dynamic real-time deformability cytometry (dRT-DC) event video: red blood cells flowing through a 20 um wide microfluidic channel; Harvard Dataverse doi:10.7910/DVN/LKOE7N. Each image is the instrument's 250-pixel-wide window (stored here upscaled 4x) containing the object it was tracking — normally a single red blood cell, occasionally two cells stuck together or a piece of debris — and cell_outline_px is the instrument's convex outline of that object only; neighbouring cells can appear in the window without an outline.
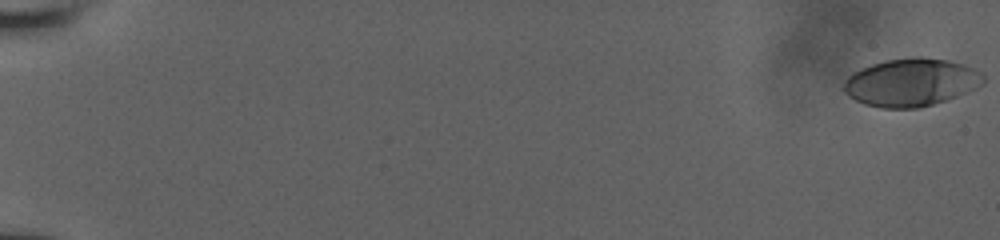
{"species": "human", "species_latin": "Homo sapiens", "temperature_condition": "room temperature", "stored_images_in_passage": 11, "camera_frame_rate_fps": 3000, "um_per_image_px": 0.085, "donor": {"sex": "male"}, "frame": {"image": 1, "passage_image": 1, "time_ms": 0.0, "image_size_px": [1000, 240], "cell_outline_px": [[984, 84], [976, 88], [956, 96], [920, 108], [880, 108], [864, 104], [848, 96], [840, 88], [844, 80], [852, 72], [872, 64], [884, 60], [912, 56], [924, 56], [948, 60], [964, 64], [980, 72], [984, 76]], "centroid_in_image_um": [77.4, 6.99], "position_along_channel_um": 7.6, "area_um2": 39.3}}
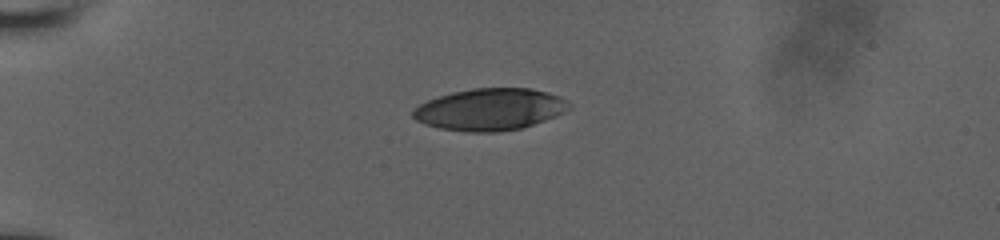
{"frame": {"image": 2, "passage_image": 7, "time_ms": 5.333, "image_size_px": [1000, 240], "cell_outline_px": [[572, 104], [564, 112], [556, 116], [520, 128], [496, 132], [468, 132], [440, 128], [424, 124], [416, 120], [412, 116], [412, 108], [428, 100], [452, 92], [472, 88], [528, 88], [548, 92], [560, 96], [568, 100]], "centroid_in_image_um": [41.64, 9.29], "position_along_channel_um": 43.4, "area_um2": 38.09}}
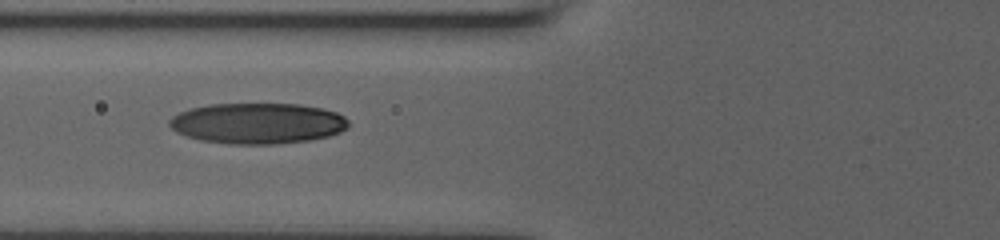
{"frame": {"image": 3, "passage_image": 10, "time_ms": 8.0, "image_size_px": [1000, 240], "cell_outline_px": [[348, 128], [340, 132], [328, 136], [308, 140], [272, 144], [228, 144], [200, 140], [176, 132], [168, 124], [168, 120], [172, 116], [180, 112], [192, 108], [208, 104], [300, 104], [324, 108], [336, 112], [344, 116], [348, 120]], "centroid_in_image_um": [21.9, 10.48], "position_along_channel_um": 103.9, "area_um2": 42.66}}